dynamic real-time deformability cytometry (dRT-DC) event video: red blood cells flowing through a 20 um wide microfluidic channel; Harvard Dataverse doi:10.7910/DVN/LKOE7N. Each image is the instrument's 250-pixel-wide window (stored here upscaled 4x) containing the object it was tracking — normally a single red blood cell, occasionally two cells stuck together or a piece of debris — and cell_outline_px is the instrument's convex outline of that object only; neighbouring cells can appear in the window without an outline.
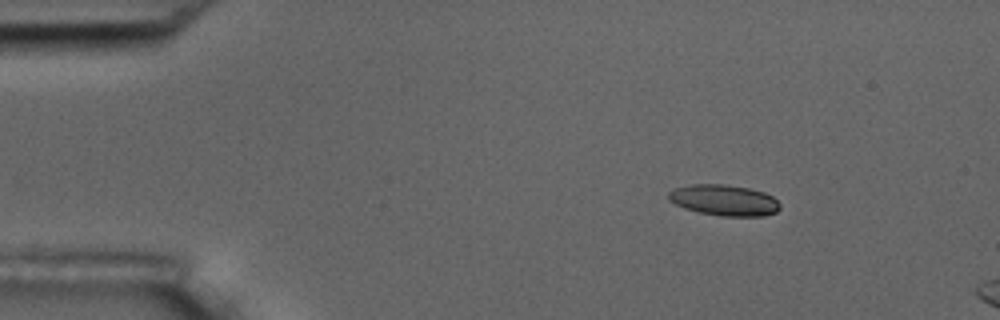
{"species": "common noctule bat (a hibernating species)", "species_latin": "Nyctalus noctula", "temperature_condition": "room temperature", "stored_images_in_passage": 10, "camera_frame_rate_fps": 3000, "um_per_image_px": 0.085, "animal": {"sex": "male", "body_mass_g": 17.5, "forearm_length_mm": 52.3}, "frame": {"image": 1, "passage_image": 1, "time_ms": 0.0, "image_size_px": [1000, 320], "cell_outline_px": [[780, 208], [776, 212], [764, 216], [720, 216], [700, 212], [684, 208], [668, 200], [668, 192], [676, 188], [692, 184], [724, 184], [748, 188], [764, 192], [772, 196], [780, 204]], "centroid_in_image_um": [61.56, 17.02], "position_along_channel_um": 23.4, "area_um2": 20.06}}
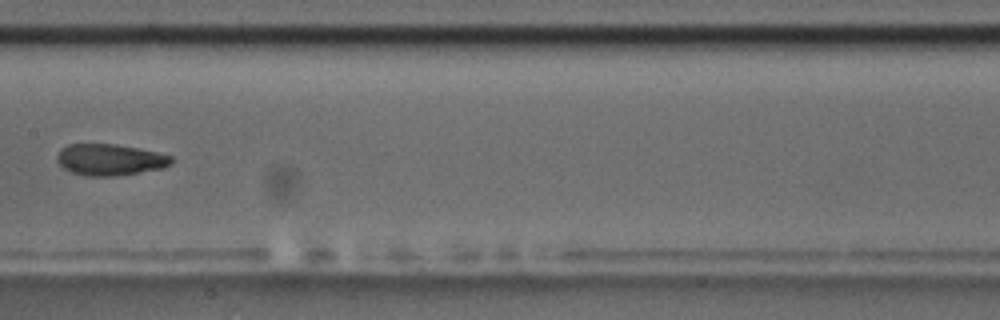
{"frame": {"image": 2, "passage_image": 7, "time_ms": 2.0, "image_size_px": [1000, 320], "cell_outline_px": [[172, 164], [164, 168], [116, 176], [84, 176], [72, 172], [64, 168], [56, 160], [56, 156], [68, 144], [116, 144], [156, 152], [172, 156]], "centroid_in_image_um": [9.36, 13.58], "position_along_channel_um": 198.0, "area_um2": 20.81}}
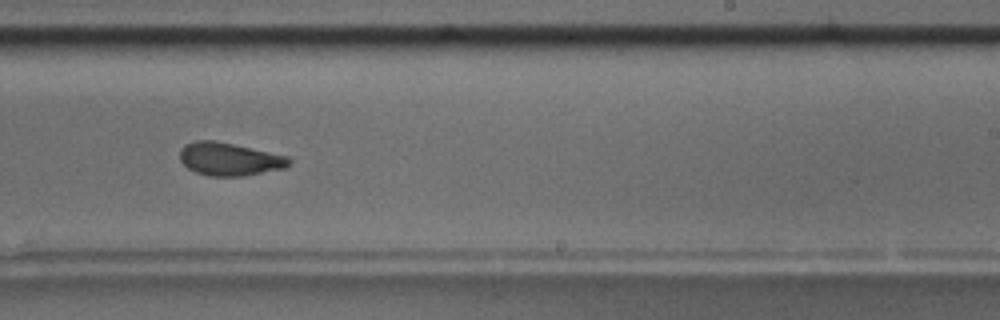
{"frame": {"image": 3, "passage_image": 9, "time_ms": 2.667, "image_size_px": [1000, 320], "cell_outline_px": [[292, 160], [284, 168], [244, 176], [208, 176], [196, 172], [188, 168], [180, 160], [180, 148], [184, 144], [196, 140], [216, 140], [288, 156]], "centroid_in_image_um": [19.47, 13.51], "position_along_channel_um": 269.5, "area_um2": 21.04}}